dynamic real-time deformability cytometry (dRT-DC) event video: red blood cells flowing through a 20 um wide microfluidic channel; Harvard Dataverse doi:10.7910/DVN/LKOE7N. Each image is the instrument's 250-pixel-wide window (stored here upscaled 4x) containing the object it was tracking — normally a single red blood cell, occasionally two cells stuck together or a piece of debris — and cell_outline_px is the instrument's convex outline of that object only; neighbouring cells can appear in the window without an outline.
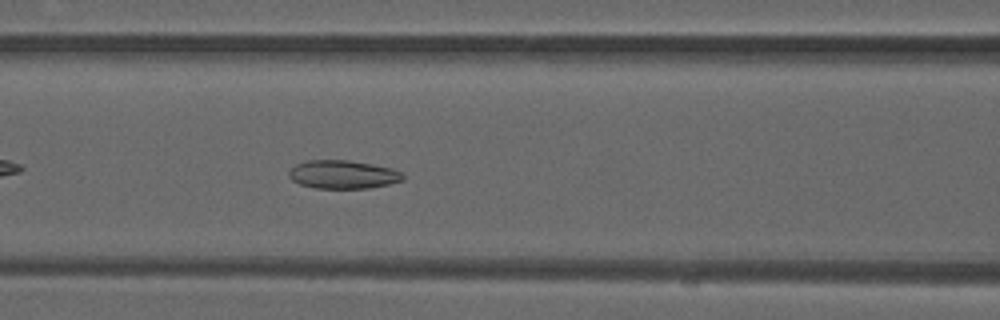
{"species": "common noctule bat (a hibernating species)", "species_latin": "Nyctalus noctula", "temperature_condition": "warm", "stored_images_in_passage": 35, "camera_frame_rate_fps": 3000, "um_per_image_px": 0.085, "animal": {"sex": "male", "forearm_length_mm": 52.5}, "frame": {"image": 1, "passage_image": 6, "time_ms": 1.667, "image_size_px": [1000, 320], "cell_outline_px": [[404, 180], [372, 188], [316, 188], [300, 184], [292, 180], [288, 176], [288, 172], [296, 164], [308, 160], [348, 160], [372, 164], [392, 168], [400, 172], [404, 176]], "centroid_in_image_um": [29.15, 14.83], "position_along_channel_um": 137.4, "area_um2": 18.84}}
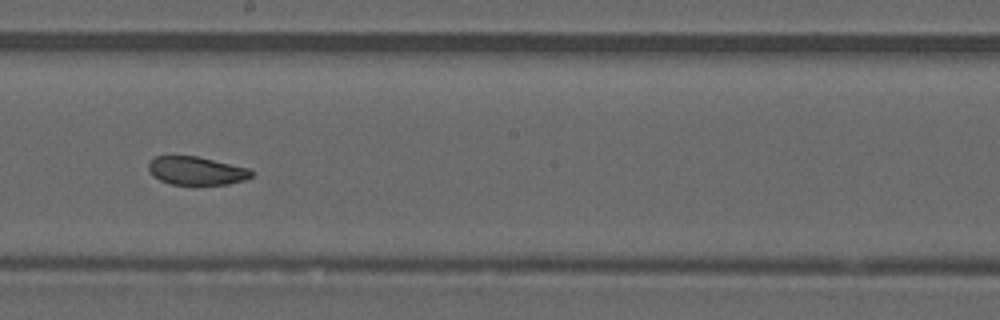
{"frame": {"image": 2, "passage_image": 13, "time_ms": 4.0, "image_size_px": [1000, 320], "cell_outline_px": [[256, 172], [252, 176], [244, 180], [228, 184], [172, 184], [160, 180], [152, 176], [148, 168], [148, 164], [156, 156], [196, 156], [248, 168]], "centroid_in_image_um": [16.7, 14.51], "position_along_channel_um": 231.5, "area_um2": 16.82}}
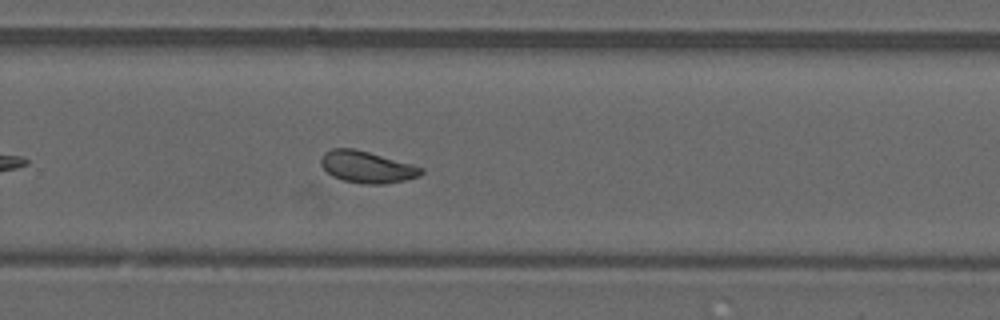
{"frame": {"image": 3, "passage_image": 18, "time_ms": 5.667, "image_size_px": [1000, 320], "cell_outline_px": [[424, 172], [420, 176], [404, 180], [384, 184], [364, 184], [344, 180], [332, 176], [320, 164], [320, 160], [324, 152], [332, 148], [356, 148], [424, 168]], "centroid_in_image_um": [31.18, 14.19], "position_along_channel_um": 298.6, "area_um2": 18.5}, "authors_computed_cell_mechanics": {"area_um2": 18.496, "velocity_mm_per_s": 4.0465, "shape_relaxation_time_tau1_ms": null, "shape_relaxation_time_tau2_ms": 2.4529, "deformation_change_tau1": null, "deformation_change_tau2": 0.0879}}